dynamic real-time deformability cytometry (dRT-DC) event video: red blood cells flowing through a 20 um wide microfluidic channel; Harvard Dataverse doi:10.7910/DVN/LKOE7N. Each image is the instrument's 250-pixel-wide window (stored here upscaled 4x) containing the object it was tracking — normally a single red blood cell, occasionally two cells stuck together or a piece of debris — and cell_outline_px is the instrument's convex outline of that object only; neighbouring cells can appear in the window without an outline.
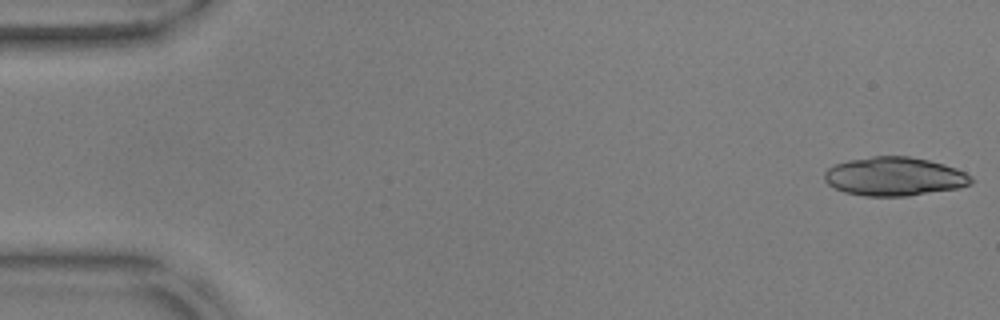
{"species": "common noctule bat (a hibernating species)", "species_latin": "Nyctalus noctula", "temperature_condition": "warm", "stored_images_in_passage": 55, "camera_frame_rate_fps": 3000, "um_per_image_px": 0.085, "animal": {"sex": "male", "body_mass_g": 17.9, "forearm_length_mm": 54.2}, "frame": {"image": 1, "passage_image": 1, "time_ms": 0.0, "image_size_px": [1000, 320], "cell_outline_px": [[972, 184], [960, 188], [908, 196], [864, 196], [844, 192], [828, 184], [824, 180], [824, 172], [832, 164], [848, 160], [872, 156], [908, 156], [928, 160], [944, 164], [956, 168], [972, 176]], "centroid_in_image_um": [76.02, 15.0], "position_along_channel_um": 9.0, "area_um2": 33.35}}
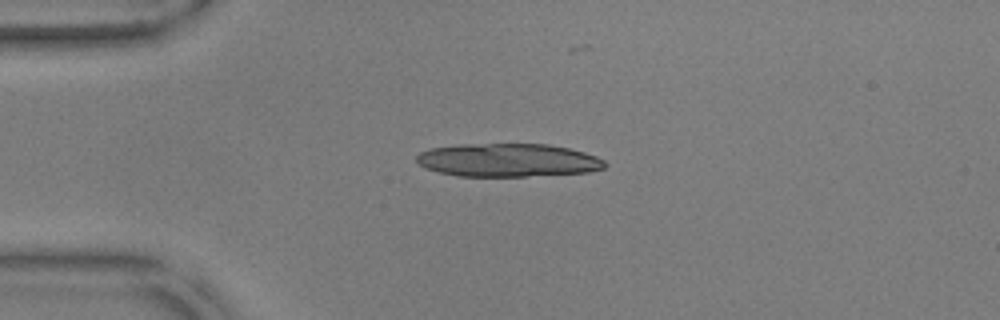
{"frame": {"image": 2, "passage_image": 13, "time_ms": 4.0, "image_size_px": [1000, 320], "cell_outline_px": [[608, 164], [604, 168], [588, 172], [524, 176], [456, 176], [424, 168], [416, 164], [416, 156], [420, 152], [432, 148], [456, 144], [548, 144], [568, 148], [584, 152], [596, 156], [604, 160]], "centroid_in_image_um": [43.14, 13.61], "position_along_channel_um": 41.9, "area_um2": 36.65}}